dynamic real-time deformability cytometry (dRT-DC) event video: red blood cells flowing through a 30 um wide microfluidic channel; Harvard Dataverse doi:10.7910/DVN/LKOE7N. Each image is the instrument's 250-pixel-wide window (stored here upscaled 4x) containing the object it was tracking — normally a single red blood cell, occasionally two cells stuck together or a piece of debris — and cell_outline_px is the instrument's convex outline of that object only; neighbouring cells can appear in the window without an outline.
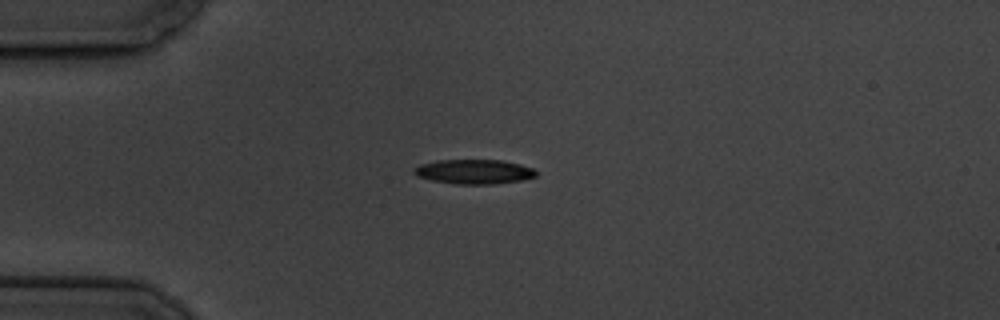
{"species": "common noctule bat (a hibernating species)", "species_latin": "Nyctalus noctula", "temperature_condition": "cold", "stored_images_in_passage": 5, "camera_frame_rate_fps": 3000, "um_per_image_px": 0.085, "animal": {"sex": "male", "body_mass_g": 19.5, "forearm_length_mm": 54.6}, "frame": {"image": 1, "passage_image": 5, "time_ms": 5.667, "image_size_px": [1000, 320], "cell_outline_px": [[536, 176], [520, 180], [496, 184], [456, 184], [432, 180], [416, 176], [412, 172], [412, 168], [420, 164], [440, 160], [500, 160], [520, 164], [532, 168], [536, 172]], "centroid_in_image_um": [40.25, 14.59], "position_along_channel_um": 44.8, "area_um2": 17.4}}